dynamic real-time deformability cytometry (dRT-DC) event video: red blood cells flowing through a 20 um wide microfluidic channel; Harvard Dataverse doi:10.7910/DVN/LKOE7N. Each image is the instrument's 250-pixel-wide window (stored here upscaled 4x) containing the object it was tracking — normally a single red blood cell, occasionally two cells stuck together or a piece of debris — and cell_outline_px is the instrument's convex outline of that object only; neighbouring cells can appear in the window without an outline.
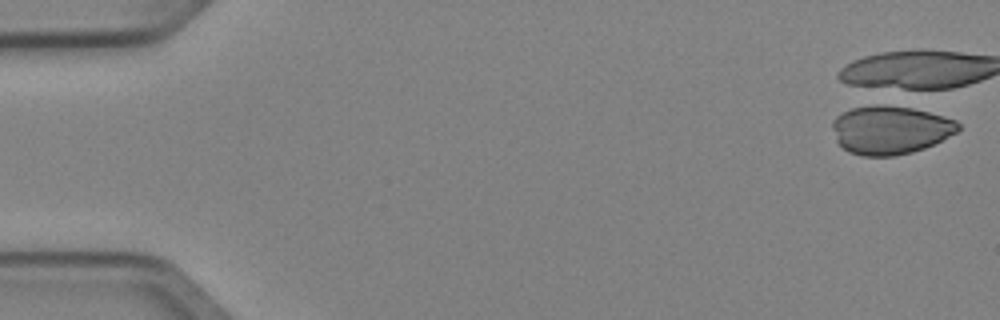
{"species": "Egyptian fruit bat (a non-hibernating species)", "species_latin": "Rousettus aegyptiacus", "temperature_condition": "cold", "stored_images_in_passage": 6, "camera_frame_rate_fps": 3000, "um_per_image_px": 0.085, "animal": {"sex": "female"}, "frame": {"image": 1, "passage_image": 1, "time_ms": 0.0, "image_size_px": [1000, 320], "cell_outline_px": [[960, 128], [956, 132], [924, 148], [912, 152], [896, 156], [864, 156], [848, 152], [836, 140], [832, 128], [832, 120], [836, 116], [852, 108], [872, 104], [904, 104], [944, 116], [956, 120], [960, 124]], "centroid_in_image_um": [75.67, 11.0], "position_along_channel_um": 9.3, "area_um2": 36.07}}
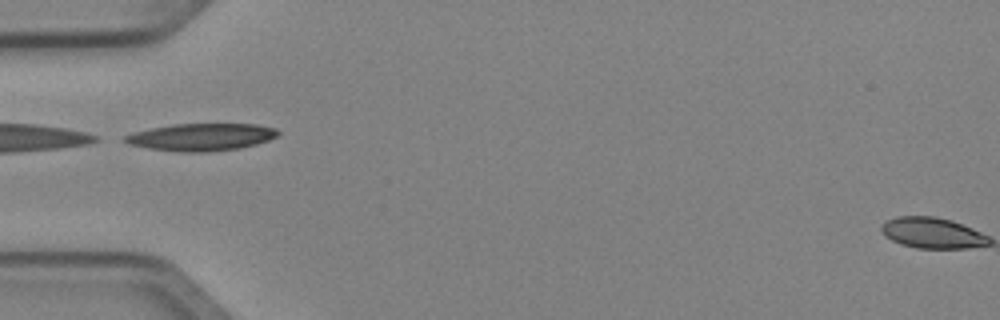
{"frame": {"image": 2, "passage_image": 5, "time_ms": 1.333, "image_size_px": [1000, 320], "cell_outline_px": [[280, 132], [276, 136], [268, 140], [256, 144], [240, 148], [204, 152], [180, 152], [148, 148], [128, 144], [120, 140], [124, 136], [132, 132], [172, 124], [256, 124], [276, 128]], "centroid_in_image_um": [17.07, 11.65], "position_along_channel_um": 67.9, "area_um2": 24.45}}
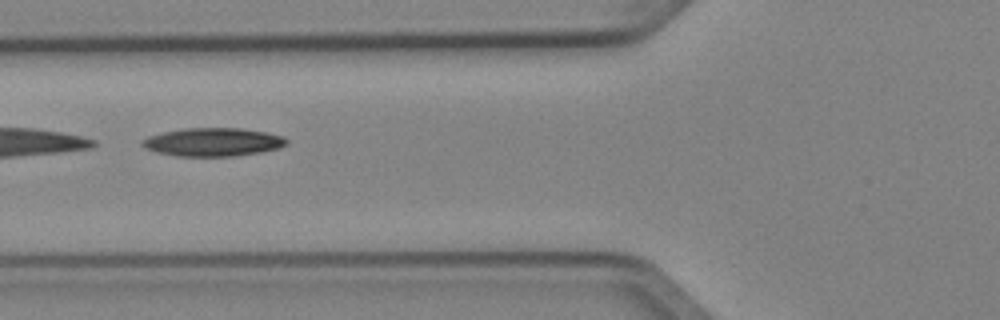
{"frame": {"image": 3, "passage_image": 6, "time_ms": 1.667, "image_size_px": [1000, 320], "cell_outline_px": [[288, 144], [276, 148], [260, 152], [236, 156], [176, 156], [156, 152], [144, 148], [140, 144], [140, 140], [148, 136], [160, 132], [184, 128], [244, 128], [268, 132], [284, 136], [288, 140]], "centroid_in_image_um": [18.07, 12.06], "position_along_channel_um": 107.7, "area_um2": 24.16}}